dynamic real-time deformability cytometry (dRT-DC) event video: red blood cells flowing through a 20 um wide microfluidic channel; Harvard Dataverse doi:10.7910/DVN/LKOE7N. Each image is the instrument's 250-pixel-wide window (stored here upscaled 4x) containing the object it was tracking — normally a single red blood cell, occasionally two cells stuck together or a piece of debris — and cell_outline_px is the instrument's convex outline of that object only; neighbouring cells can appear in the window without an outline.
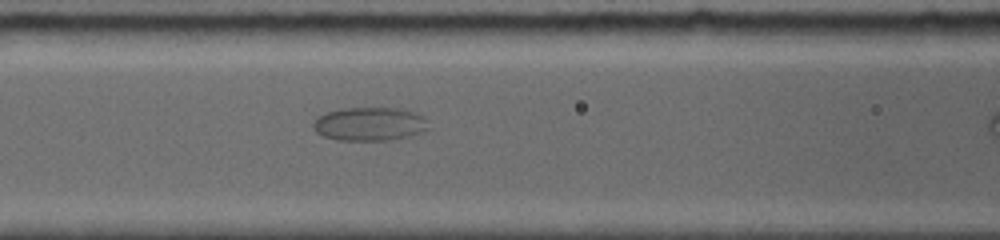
{"species": "common noctule bat (a hibernating species)", "species_latin": "Nyctalus noctula", "temperature_condition": "room temperature", "stored_images_in_passage": 16, "segment_of_instrument_passage": [1, 2], "camera_frame_rate_fps": 5000, "um_per_image_px": 0.085, "animal": {"sex": "female", "body_mass_g": 19.0, "forearm_length_mm": 56.7}, "frame": {"image": 1, "passage_image": 6, "time_ms": 3.2, "image_size_px": [1000, 240], "cell_outline_px": [[428, 128], [412, 136], [388, 140], [336, 140], [324, 136], [316, 132], [312, 128], [312, 124], [316, 116], [340, 108], [396, 108], [412, 112], [424, 116]], "centroid_in_image_um": [31.36, 10.54], "position_along_channel_um": 135.2, "area_um2": 22.54}}
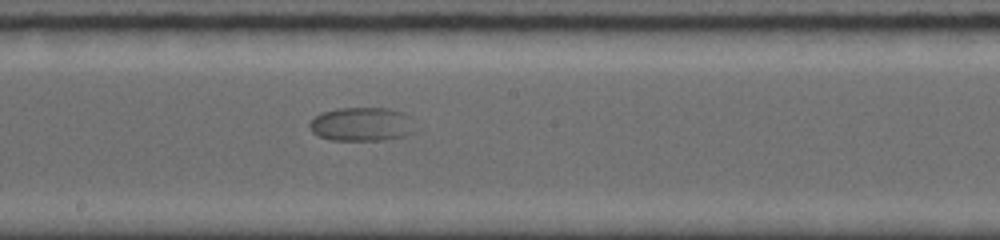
{"frame": {"image": 2, "passage_image": 11, "time_ms": 5.4, "image_size_px": [1000, 240], "cell_outline_px": [[416, 132], [404, 136], [384, 140], [332, 140], [320, 136], [312, 132], [308, 124], [320, 112], [336, 108], [388, 108], [404, 112], [412, 116]], "centroid_in_image_um": [30.8, 10.55], "position_along_channel_um": 217.4, "area_um2": 21.15}}
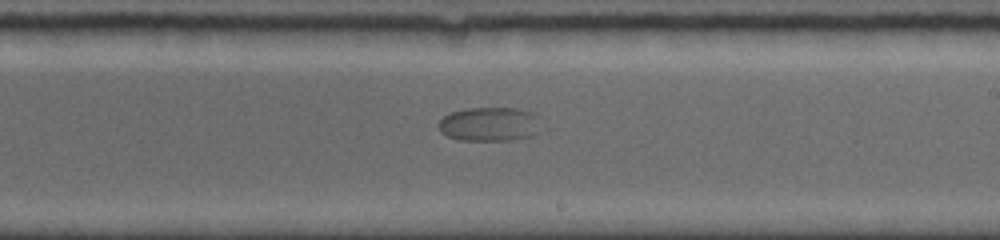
{"frame": {"image": 3, "passage_image": 13, "time_ms": 6.2, "image_size_px": [1000, 240], "cell_outline_px": [[540, 116], [536, 132], [532, 136], [512, 140], [460, 140], [448, 136], [440, 132], [440, 120], [444, 116], [452, 112], [468, 108], [516, 108], [532, 112]], "centroid_in_image_um": [41.63, 10.55], "position_along_channel_um": 247.4, "area_um2": 20.23}}